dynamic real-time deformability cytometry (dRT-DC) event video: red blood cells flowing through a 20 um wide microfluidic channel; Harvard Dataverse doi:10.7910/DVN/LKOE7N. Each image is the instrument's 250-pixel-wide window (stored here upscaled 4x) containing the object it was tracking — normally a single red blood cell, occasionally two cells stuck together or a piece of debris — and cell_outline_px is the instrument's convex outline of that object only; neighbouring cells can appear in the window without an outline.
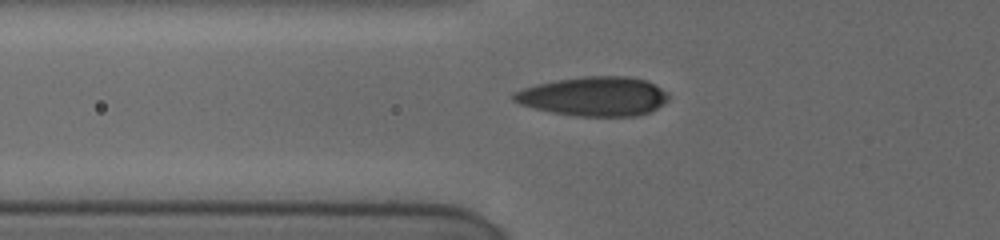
{"species": "human", "species_latin": "Homo sapiens", "temperature_condition": "cold", "stored_images_in_passage": 14, "camera_frame_rate_fps": 3000, "um_per_image_px": 0.085, "donor": {"sex": "female"}, "frame": {"image": 1, "passage_image": 14, "time_ms": 6.333, "image_size_px": [1000, 240], "cell_outline_px": [[668, 100], [664, 104], [652, 112], [636, 116], [576, 116], [552, 112], [520, 104], [512, 100], [512, 92], [536, 84], [556, 80], [580, 76], [628, 76], [648, 80], [668, 92]], "centroid_in_image_um": [50.52, 8.18], "position_along_channel_um": 75.3, "area_um2": 35.72}}